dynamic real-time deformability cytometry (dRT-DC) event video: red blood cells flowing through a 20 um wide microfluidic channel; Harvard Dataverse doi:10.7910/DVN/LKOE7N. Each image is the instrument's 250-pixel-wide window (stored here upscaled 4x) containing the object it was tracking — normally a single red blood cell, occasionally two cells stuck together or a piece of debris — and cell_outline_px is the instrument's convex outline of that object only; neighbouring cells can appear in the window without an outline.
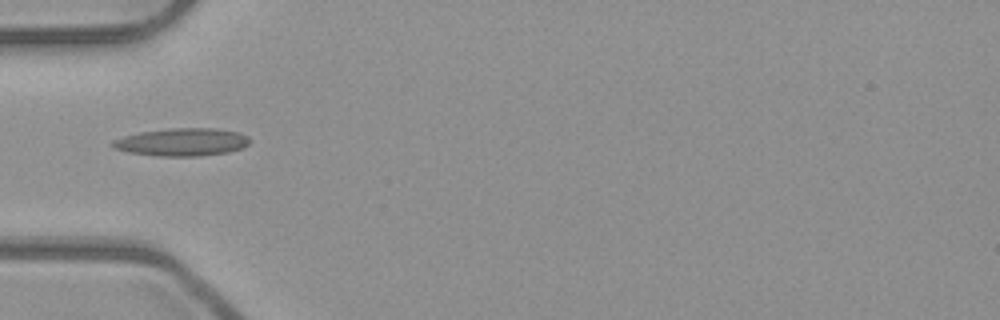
{"species": "common noctule bat (a hibernating species)", "species_latin": "Nyctalus noctula", "temperature_condition": "room temperature", "stored_images_in_passage": 2, "camera_frame_rate_fps": 3000, "um_per_image_px": 0.085, "animal": {"sex": "male", "body_mass_g": 23.1, "forearm_length_mm": 52.7}, "frame": {"image": 1, "passage_image": 2, "time_ms": 0.333, "image_size_px": [1000, 320], "cell_outline_px": [[252, 140], [244, 148], [228, 152], [200, 156], [160, 156], [128, 152], [112, 148], [108, 144], [112, 140], [124, 136], [140, 132], [168, 128], [212, 128], [240, 132], [248, 136]], "centroid_in_image_um": [15.47, 12.07], "position_along_channel_um": 69.5, "area_um2": 22.48}}